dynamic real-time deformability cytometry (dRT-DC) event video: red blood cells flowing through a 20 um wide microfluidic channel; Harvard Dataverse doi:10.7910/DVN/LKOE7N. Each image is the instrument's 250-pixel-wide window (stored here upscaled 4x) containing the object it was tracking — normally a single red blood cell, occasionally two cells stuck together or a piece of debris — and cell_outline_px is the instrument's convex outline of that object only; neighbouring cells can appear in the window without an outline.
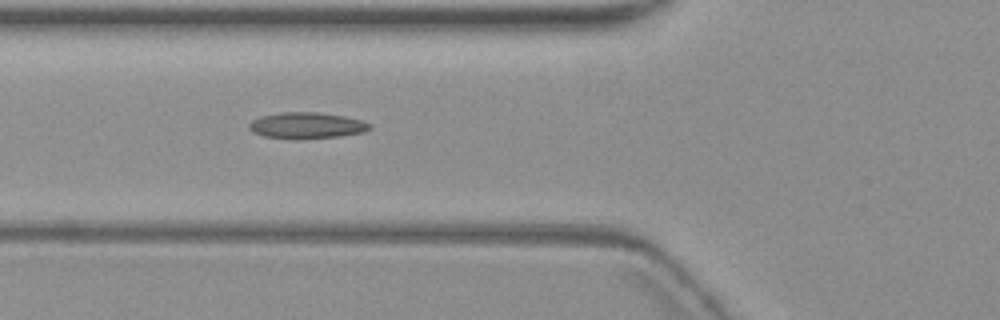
{"species": "common noctule bat (a hibernating species)", "species_latin": "Nyctalus noctula", "temperature_condition": "warm", "stored_images_in_passage": 6, "camera_frame_rate_fps": 3000, "um_per_image_px": 0.085, "animal": {"sex": "female", "body_mass_g": 19.3, "forearm_length_mm": 54.1}, "frame": {"image": 1, "passage_image": 6, "time_ms": 6.0, "image_size_px": [1000, 320], "cell_outline_px": [[372, 128], [364, 132], [340, 136], [300, 140], [292, 140], [264, 136], [252, 132], [248, 128], [248, 124], [252, 120], [260, 116], [280, 112], [320, 112], [344, 116], [364, 120], [372, 124]], "centroid_in_image_um": [26.07, 10.67], "position_along_channel_um": 99.7, "area_um2": 18.96}}